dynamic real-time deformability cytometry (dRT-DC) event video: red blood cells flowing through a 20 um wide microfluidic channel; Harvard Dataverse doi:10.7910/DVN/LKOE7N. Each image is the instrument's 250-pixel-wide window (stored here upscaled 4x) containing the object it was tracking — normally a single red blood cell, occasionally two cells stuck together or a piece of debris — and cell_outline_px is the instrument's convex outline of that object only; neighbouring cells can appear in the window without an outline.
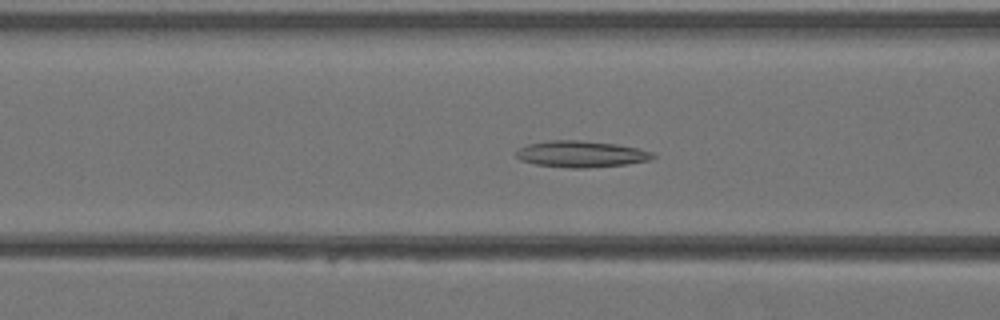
{"species": "Egyptian fruit bat (a non-hibernating species)", "species_latin": "Rousettus aegyptiacus", "temperature_condition": "warm", "stored_images_in_passage": 31, "camera_frame_rate_fps": 3000, "um_per_image_px": 0.085, "animal": {"sex": "female"}, "frame": {"image": 1, "passage_image": 6, "time_ms": 1.667, "image_size_px": [1000, 320], "cell_outline_px": [[656, 156], [652, 160], [628, 164], [588, 168], [568, 168], [536, 164], [520, 160], [516, 156], [516, 152], [520, 148], [528, 144], [548, 140], [580, 140], [616, 144], [640, 148], [652, 152]], "centroid_in_image_um": [49.44, 13.1], "position_along_channel_um": 117.2, "area_um2": 21.21}}
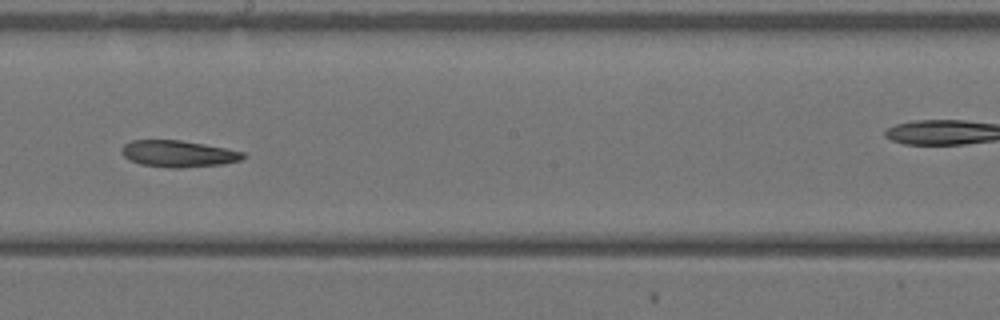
{"frame": {"image": 2, "passage_image": 13, "time_ms": 4.0, "image_size_px": [1000, 320], "cell_outline_px": [[248, 156], [240, 160], [224, 164], [180, 168], [168, 168], [140, 164], [124, 156], [120, 152], [120, 148], [124, 144], [132, 140], [180, 140], [204, 144], [244, 152]], "centroid_in_image_um": [15.15, 13.07], "position_along_channel_um": 233.0, "area_um2": 18.9}}
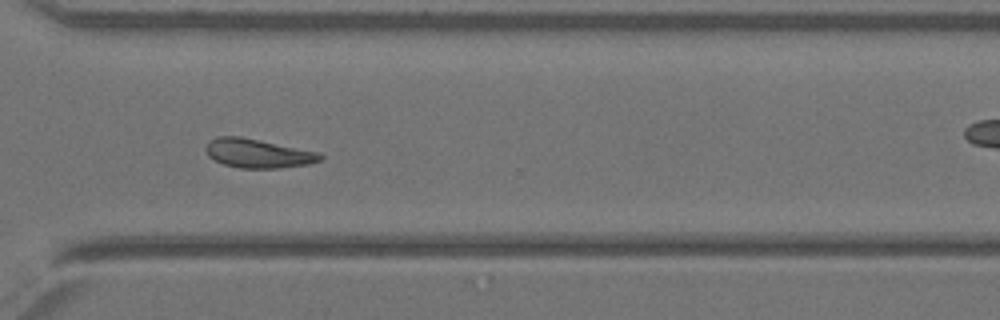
{"frame": {"image": 3, "passage_image": 20, "time_ms": 6.333, "image_size_px": [1000, 320], "cell_outline_px": [[324, 156], [320, 160], [308, 164], [280, 168], [240, 168], [224, 164], [208, 156], [204, 148], [208, 140], [216, 136], [240, 136], [320, 152]], "centroid_in_image_um": [21.9, 13.02], "position_along_channel_um": 348.7, "area_um2": 19.42}}